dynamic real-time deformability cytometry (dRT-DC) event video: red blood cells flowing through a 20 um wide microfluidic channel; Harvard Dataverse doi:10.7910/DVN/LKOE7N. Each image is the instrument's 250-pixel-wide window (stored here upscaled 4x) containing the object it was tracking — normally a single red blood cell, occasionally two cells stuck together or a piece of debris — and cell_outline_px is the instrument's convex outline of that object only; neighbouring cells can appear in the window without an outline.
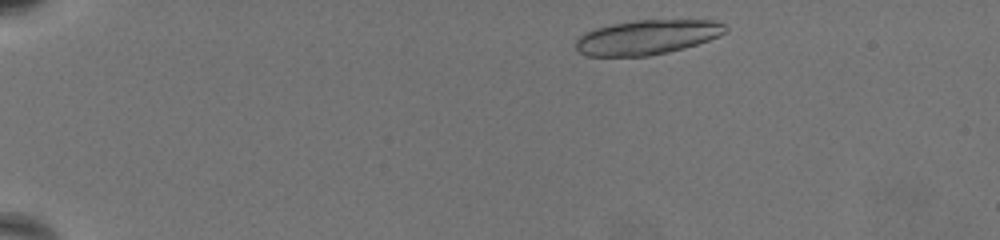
{"species": "common noctule bat (a hibernating species)", "species_latin": "Nyctalus noctula", "temperature_condition": "warm", "stored_images_in_passage": 57, "camera_frame_rate_fps": 3000, "um_per_image_px": 0.085, "animal": {"sex": "female", "body_mass_g": 19.5, "forearm_length_mm": 54.1}, "frame": {"image": 1, "passage_image": 4, "time_ms": 1.0, "image_size_px": [1000, 240], "cell_outline_px": [[728, 28], [720, 36], [684, 48], [668, 52], [648, 56], [588, 56], [580, 52], [576, 48], [576, 40], [580, 36], [596, 28], [612, 24], [636, 20], [712, 20], [724, 24]], "centroid_in_image_um": [55.02, 3.16], "position_along_channel_um": 30.0, "area_um2": 29.94}}
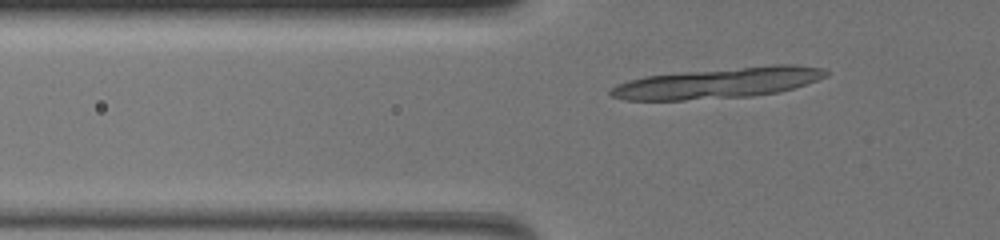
{"frame": {"image": 2, "passage_image": 16, "time_ms": 5.0, "image_size_px": [1000, 240], "cell_outline_px": [[828, 76], [780, 92], [752, 96], [684, 100], [628, 100], [612, 96], [608, 92], [616, 84], [628, 80], [644, 76], [684, 72], [772, 64], [792, 64], [824, 68], [828, 72]], "centroid_in_image_um": [61.05, 7.04], "position_along_channel_um": 64.7, "area_um2": 38.44}, "authors_computed_cell_mechanics": {"area_um2": 19.941, "velocity_mm_per_s": 3.2651, "shape_relaxation_time_tau1_ms": 8.9347, "shape_relaxation_time_tau2_ms": 1.1713, "deformation_change_tau1": 0.1794, "deformation_change_tau2": 0.0671}}